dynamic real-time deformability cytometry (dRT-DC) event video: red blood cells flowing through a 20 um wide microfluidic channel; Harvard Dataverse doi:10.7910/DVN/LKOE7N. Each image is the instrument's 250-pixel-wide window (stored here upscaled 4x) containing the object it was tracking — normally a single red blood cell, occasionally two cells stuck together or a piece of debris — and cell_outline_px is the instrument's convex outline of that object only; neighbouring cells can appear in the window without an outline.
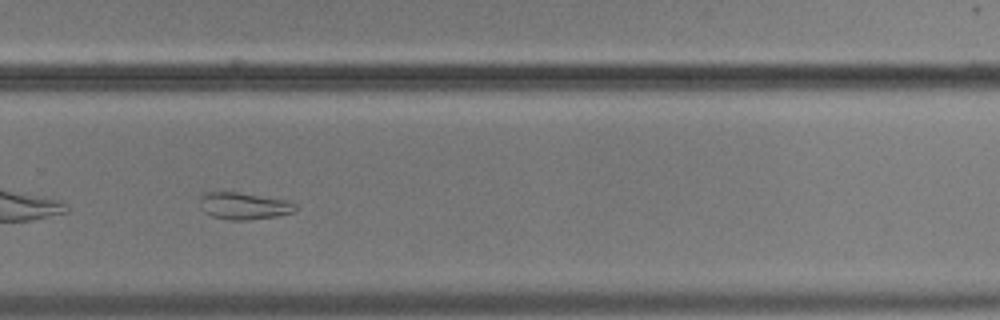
{"species": "common noctule bat (a hibernating species)", "species_latin": "Nyctalus noctula", "temperature_condition": "cold", "stored_images_in_passage": 54, "camera_frame_rate_fps": 3000, "um_per_image_px": 0.085, "animal": {"sex": "male", "body_mass_g": 17.9}, "frame": {"image": 1, "passage_image": 39, "time_ms": 12.667, "image_size_px": [1000, 320], "cell_outline_px": [[296, 208], [292, 212], [276, 216], [244, 220], [228, 220], [212, 216], [204, 212], [200, 208], [200, 196], [204, 192], [240, 192], [288, 200], [296, 204]], "centroid_in_image_um": [20.69, 17.49], "position_along_channel_um": 309.1, "area_um2": 15.09}, "authors_computed_cell_mechanics": {"area_um2": 21.8195, "velocity_mm_per_s": 3.4979, "shape_relaxation_time_tau1_ms": null, "shape_relaxation_time_tau2_ms": 5.0744, "deformation_change_tau1": null, "deformation_change_tau2": 0.1123}}